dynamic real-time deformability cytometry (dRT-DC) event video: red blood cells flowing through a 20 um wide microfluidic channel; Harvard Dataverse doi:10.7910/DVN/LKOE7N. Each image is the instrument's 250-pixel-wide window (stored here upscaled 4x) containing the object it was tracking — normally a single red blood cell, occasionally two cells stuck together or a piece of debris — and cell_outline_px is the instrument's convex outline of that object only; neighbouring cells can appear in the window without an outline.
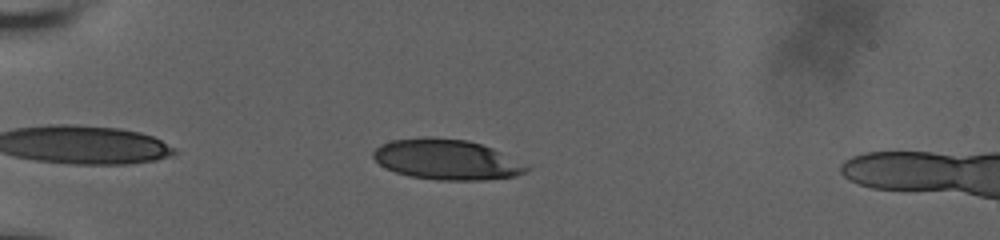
{"species": "human", "species_latin": "Homo sapiens", "temperature_condition": "room temperature", "stored_images_in_passage": 46, "camera_frame_rate_fps": 3000, "um_per_image_px": 0.085, "donor": {"sex": "male"}, "frame": {"image": 1, "passage_image": 5, "time_ms": 1.333, "image_size_px": [1000, 240], "cell_outline_px": [[528, 168], [524, 172], [516, 176], [484, 180], [436, 180], [408, 176], [396, 172], [380, 164], [372, 156], [372, 152], [380, 144], [392, 140], [424, 136], [432, 136], [468, 140], [492, 148], [528, 164]], "centroid_in_image_um": [37.96, 13.55], "position_along_channel_um": 47.0, "area_um2": 36.24}}
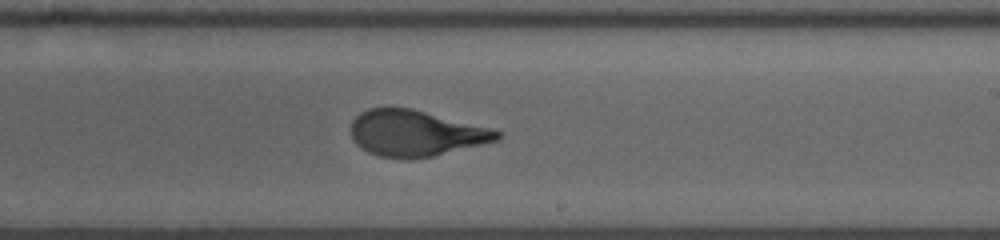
{"frame": {"image": 2, "passage_image": 25, "time_ms": 8.0, "image_size_px": [1000, 240], "cell_outline_px": [[500, 136], [496, 140], [432, 156], [404, 160], [380, 156], [368, 152], [360, 148], [352, 140], [352, 120], [360, 112], [368, 108], [412, 108], [492, 128], [500, 132]], "centroid_in_image_um": [35.27, 11.32], "position_along_channel_um": 253.7, "area_um2": 39.02}}
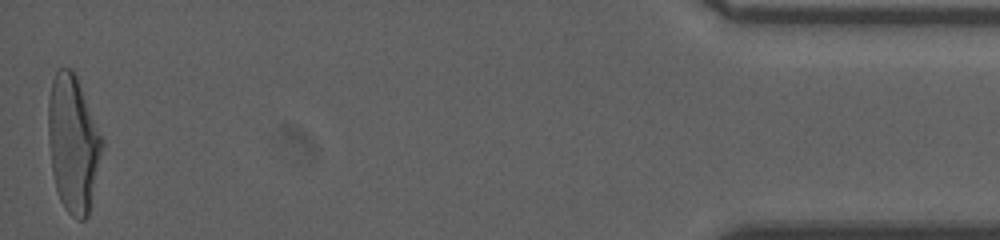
{"frame": {"image": 3, "passage_image": 46, "time_ms": 15.0, "image_size_px": [1000, 240], "cell_outline_px": [[104, 148], [88, 216], [84, 220], [80, 220], [72, 216], [64, 208], [60, 200], [56, 188], [52, 172], [48, 136], [48, 104], [52, 80], [56, 72], [60, 68], [72, 68], [76, 76], [104, 140]], "centroid_in_image_um": [6.23, 12.23], "position_along_channel_um": 429.0, "area_um2": 43.0}, "authors_computed_cell_mechanics": {"area_um2": 39.5063, "velocity_mm_per_s": 3.6574, "shape_relaxation_time_tau1_ms": 3.6544, "shape_relaxation_time_tau2_ms": null, "deformation_change_tau1": 0.1885, "deformation_change_tau2": null}}